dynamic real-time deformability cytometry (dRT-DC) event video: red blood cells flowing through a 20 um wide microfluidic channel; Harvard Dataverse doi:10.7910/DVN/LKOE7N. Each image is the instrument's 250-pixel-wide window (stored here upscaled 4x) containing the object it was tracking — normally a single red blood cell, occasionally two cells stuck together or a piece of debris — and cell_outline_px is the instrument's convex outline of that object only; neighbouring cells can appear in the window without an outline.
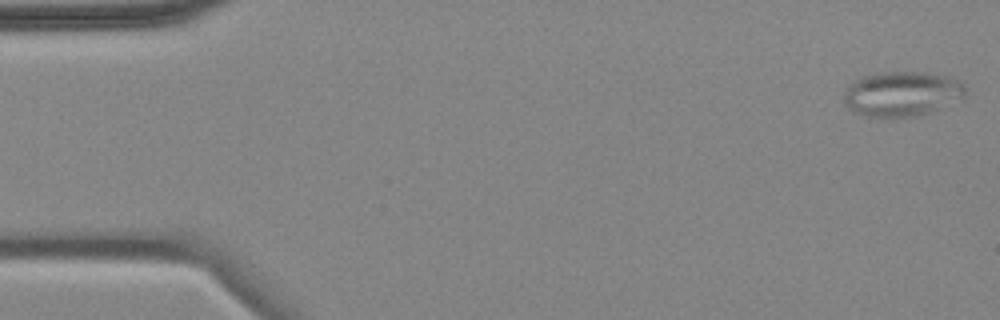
{"species": "common noctule bat (a hibernating species)", "species_latin": "Nyctalus noctula", "temperature_condition": "cold", "stored_images_in_passage": 5, "camera_frame_rate_fps": 3000, "um_per_image_px": 0.085, "animal": {"sex": "female", "body_mass_g": 18.4}, "frame": {"image": 1, "passage_image": 1, "time_ms": 0.0, "image_size_px": [1000, 320], "cell_outline_px": [[964, 96], [936, 112], [916, 116], [892, 120], [868, 116], [856, 112], [848, 108], [844, 104], [844, 96], [848, 84], [864, 76], [884, 72], [924, 72], [952, 76], [964, 88]], "centroid_in_image_um": [76.66, 8.02], "position_along_channel_um": 8.3, "area_um2": 32.31}}
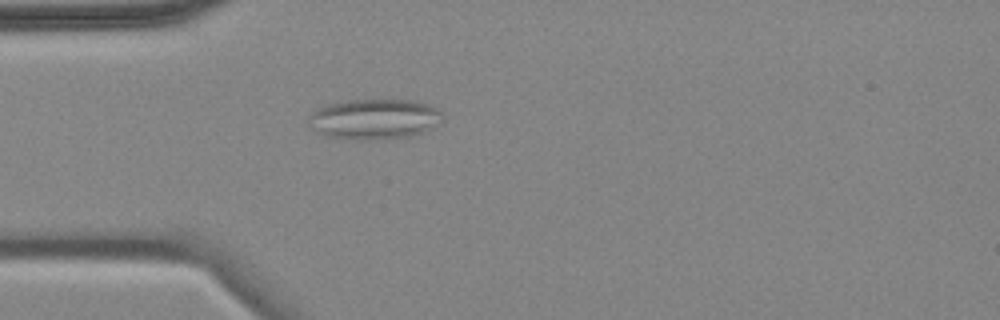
{"frame": {"image": 2, "passage_image": 5, "time_ms": 4.667, "image_size_px": [1000, 320], "cell_outline_px": [[444, 120], [412, 136], [380, 140], [360, 140], [324, 136], [316, 132], [308, 124], [308, 116], [316, 108], [328, 104], [348, 100], [416, 100], [428, 104], [444, 112]], "centroid_in_image_um": [31.8, 10.12], "position_along_channel_um": 53.2, "area_um2": 31.91}}